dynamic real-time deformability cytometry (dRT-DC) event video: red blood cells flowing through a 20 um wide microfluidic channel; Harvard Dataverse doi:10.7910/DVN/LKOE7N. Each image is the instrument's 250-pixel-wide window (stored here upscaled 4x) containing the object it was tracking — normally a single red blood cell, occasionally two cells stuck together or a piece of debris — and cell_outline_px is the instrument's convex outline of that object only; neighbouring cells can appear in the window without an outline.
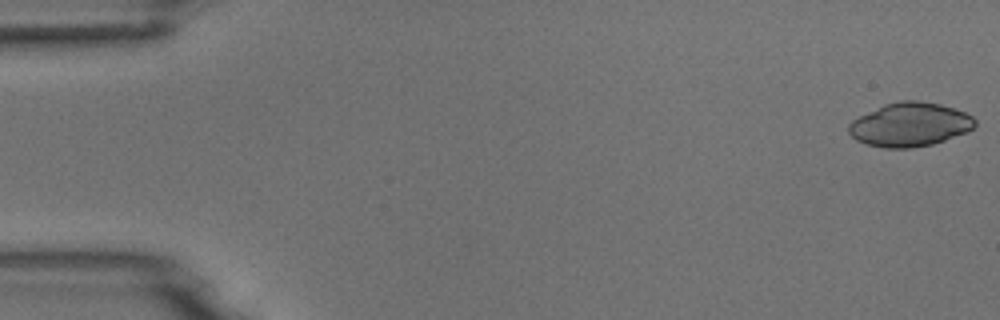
{"species": "common noctule bat (a hibernating species)", "species_latin": "Nyctalus noctula", "temperature_condition": "room temperature", "stored_images_in_passage": 5, "camera_frame_rate_fps": 3000, "um_per_image_px": 0.085, "animal": {"sex": "male", "body_mass_g": 18.8}, "frame": {"image": 1, "passage_image": 1, "time_ms": 0.0, "image_size_px": [1000, 320], "cell_outline_px": [[976, 124], [968, 132], [932, 144], [912, 148], [884, 148], [868, 144], [856, 140], [848, 132], [848, 124], [852, 120], [884, 104], [900, 100], [916, 100], [940, 104], [964, 112], [972, 116], [976, 120]], "centroid_in_image_um": [77.33, 10.59], "position_along_channel_um": 7.7, "area_um2": 32.19}}